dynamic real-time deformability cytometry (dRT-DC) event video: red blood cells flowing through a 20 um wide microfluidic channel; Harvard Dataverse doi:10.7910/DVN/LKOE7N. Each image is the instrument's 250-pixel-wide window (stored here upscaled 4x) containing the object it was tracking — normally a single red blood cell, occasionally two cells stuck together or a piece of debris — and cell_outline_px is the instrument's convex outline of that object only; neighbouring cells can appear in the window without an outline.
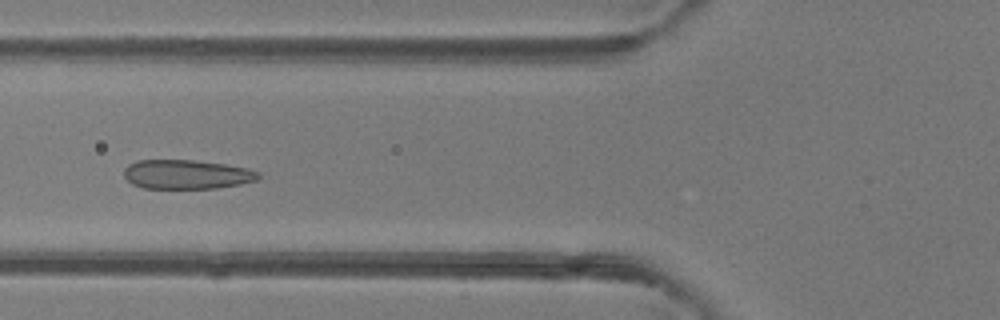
{"species": "common noctule bat (a hibernating species)", "species_latin": "Nyctalus noctula", "temperature_condition": "room temperature", "stored_images_in_passage": 51, "segment_of_instrument_passage": [1, 2], "camera_frame_rate_fps": 3000, "um_per_image_px": 0.085, "animal": {"sex": "female"}, "frame": {"image": 1, "passage_image": 19, "time_ms": 6.0, "image_size_px": [1000, 320], "cell_outline_px": [[260, 176], [256, 180], [240, 184], [216, 188], [144, 188], [132, 184], [124, 176], [124, 168], [128, 164], [136, 160], [192, 160], [224, 164], [248, 168], [260, 172]], "centroid_in_image_um": [15.85, 14.82], "position_along_channel_um": 109.9, "area_um2": 22.89}}
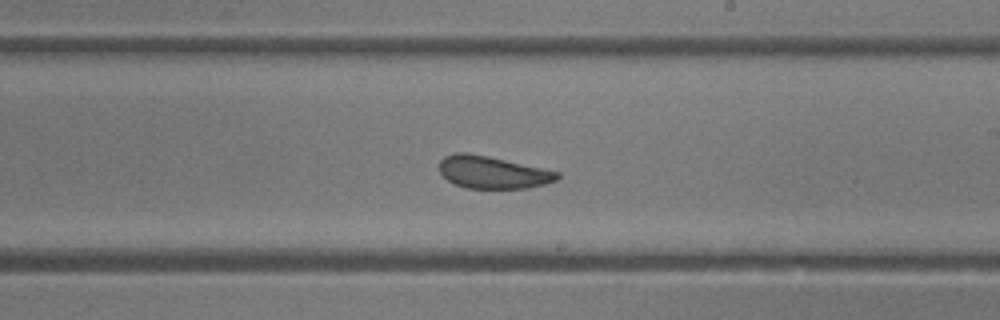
{"frame": {"image": 2, "passage_image": 29, "time_ms": 9.333, "image_size_px": [1000, 320], "cell_outline_px": [[560, 176], [556, 180], [544, 184], [528, 188], [468, 188], [456, 184], [448, 180], [440, 172], [440, 160], [444, 156], [456, 152], [468, 152], [488, 156], [560, 172]], "centroid_in_image_um": [41.87, 14.64], "position_along_channel_um": 247.1, "area_um2": 22.08}}
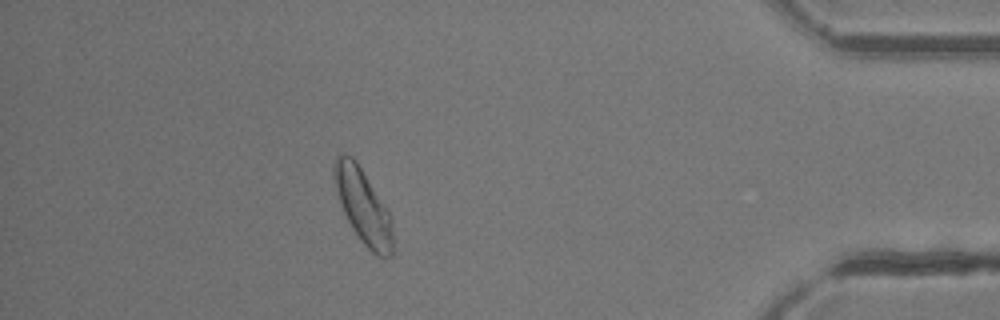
{"frame": {"image": 3, "passage_image": 44, "time_ms": 14.333, "image_size_px": [1000, 320], "cell_outline_px": [[392, 256], [376, 256], [360, 240], [352, 228], [340, 204], [332, 176], [332, 168], [336, 156], [340, 152], [344, 152], [352, 156], [356, 160], [388, 212], [392, 228]], "centroid_in_image_um": [30.8, 17.48], "position_along_channel_um": 404.4, "area_um2": 25.14}}